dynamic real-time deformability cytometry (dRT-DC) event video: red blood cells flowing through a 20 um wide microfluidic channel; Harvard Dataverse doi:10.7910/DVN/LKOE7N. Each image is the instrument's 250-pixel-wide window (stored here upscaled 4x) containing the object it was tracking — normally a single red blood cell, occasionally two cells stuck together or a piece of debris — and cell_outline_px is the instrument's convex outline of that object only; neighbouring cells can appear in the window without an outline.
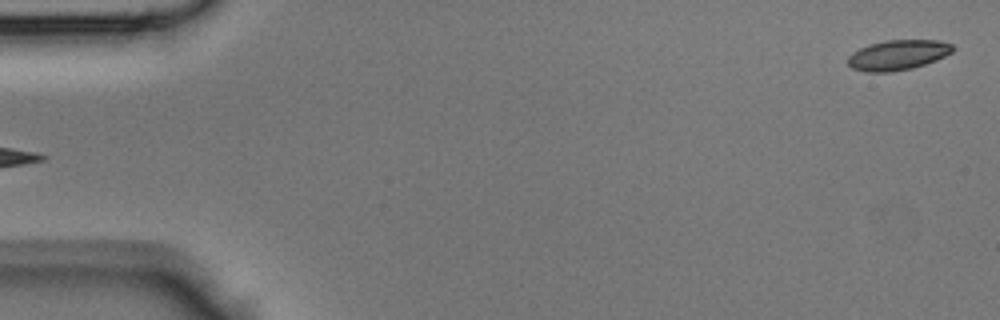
{"species": "Egyptian fruit bat (a non-hibernating species)", "species_latin": "Rousettus aegyptiacus", "temperature_condition": "room temperature", "stored_images_in_passage": 43, "camera_frame_rate_fps": 3000, "um_per_image_px": 0.085, "animal": {"sex": "male"}, "frame": {"image": 1, "passage_image": 1, "time_ms": 0.0, "image_size_px": [1000, 320], "cell_outline_px": [[956, 48], [952, 52], [936, 60], [912, 68], [892, 72], [864, 72], [852, 68], [848, 64], [848, 56], [852, 52], [860, 48], [884, 40], [940, 40], [952, 44]], "centroid_in_image_um": [76.32, 4.67], "position_along_channel_um": 8.7, "area_um2": 18.44}}
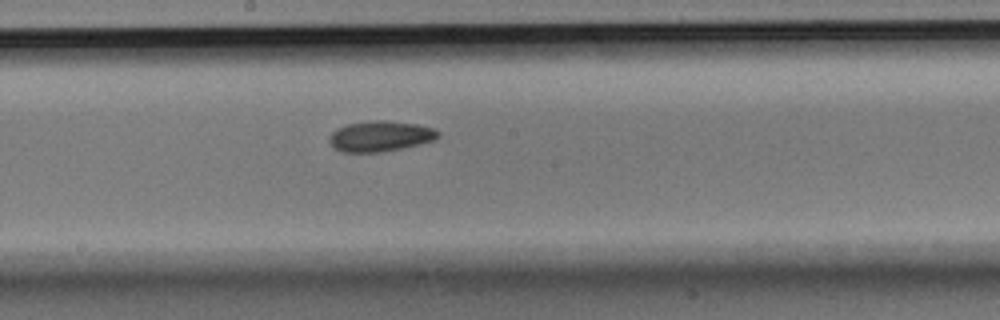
{"frame": {"image": 2, "passage_image": 23, "time_ms": 7.333, "image_size_px": [1000, 320], "cell_outline_px": [[440, 136], [436, 140], [404, 148], [384, 152], [340, 152], [332, 148], [328, 140], [328, 136], [336, 128], [348, 124], [372, 120], [388, 120], [416, 124], [432, 128], [440, 132]], "centroid_in_image_um": [32.3, 11.59], "position_along_channel_um": 215.9, "area_um2": 19.77}}
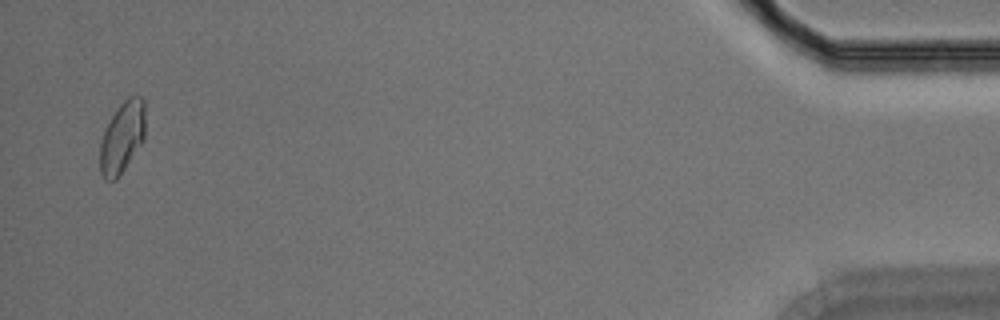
{"frame": {"image": 3, "passage_image": 42, "time_ms": 13.667, "image_size_px": [1000, 320], "cell_outline_px": [[144, 140], [116, 180], [104, 180], [100, 172], [100, 144], [104, 132], [112, 116], [120, 104], [128, 96], [140, 96], [144, 100]], "centroid_in_image_um": [10.38, 11.68], "position_along_channel_um": 424.8, "area_um2": 18.61}}